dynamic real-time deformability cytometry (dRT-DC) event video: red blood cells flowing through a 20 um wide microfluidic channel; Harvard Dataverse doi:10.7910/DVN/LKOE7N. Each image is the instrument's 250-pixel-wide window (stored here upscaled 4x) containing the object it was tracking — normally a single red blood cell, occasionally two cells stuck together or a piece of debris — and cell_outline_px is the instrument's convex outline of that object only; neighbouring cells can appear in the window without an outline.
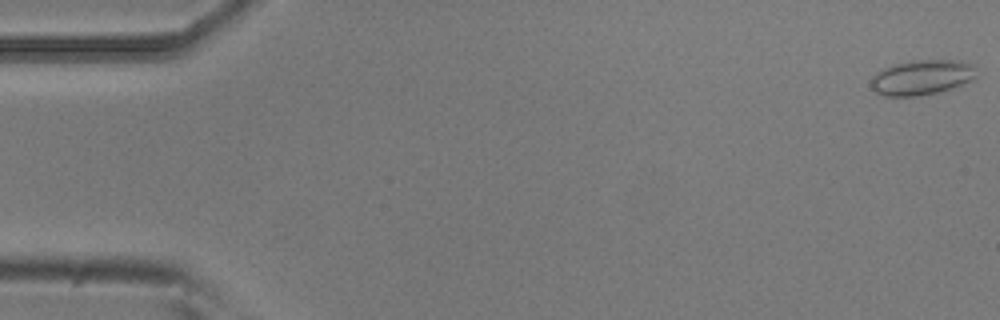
{"species": "common noctule bat (a hibernating species)", "species_latin": "Nyctalus noctula", "temperature_condition": "room temperature", "stored_images_in_passage": 49, "camera_frame_rate_fps": 3000, "um_per_image_px": 0.085, "animal": {"sex": "male", "body_mass_g": 20.5, "forearm_length_mm": 52.5}, "frame": {"image": 1, "passage_image": 1, "time_ms": 0.0, "image_size_px": [1000, 320], "cell_outline_px": [[976, 76], [972, 80], [964, 84], [936, 92], [916, 96], [884, 96], [876, 92], [872, 88], [872, 80], [884, 68], [892, 64], [912, 60], [960, 60], [972, 64], [976, 68]], "centroid_in_image_um": [78.4, 6.56], "position_along_channel_um": 6.6, "area_um2": 21.33}}
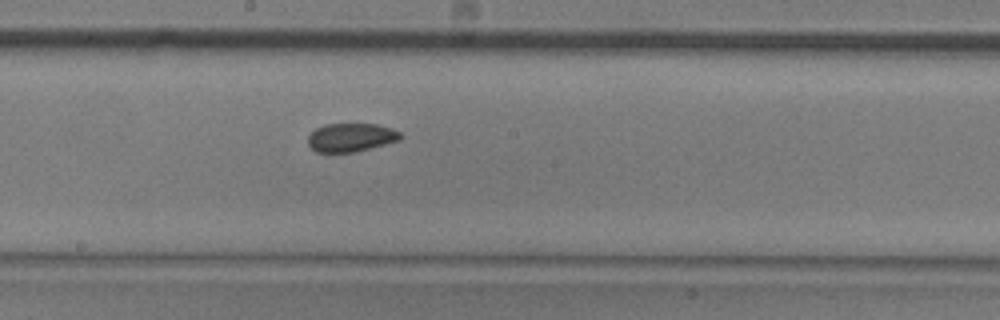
{"frame": {"image": 2, "passage_image": 29, "time_ms": 9.333, "image_size_px": [1000, 320], "cell_outline_px": [[404, 136], [400, 140], [356, 152], [316, 152], [308, 144], [308, 136], [316, 128], [324, 124], [376, 124], [392, 128], [400, 132]], "centroid_in_image_um": [29.85, 11.68], "position_along_channel_um": 218.3, "area_um2": 15.43}}
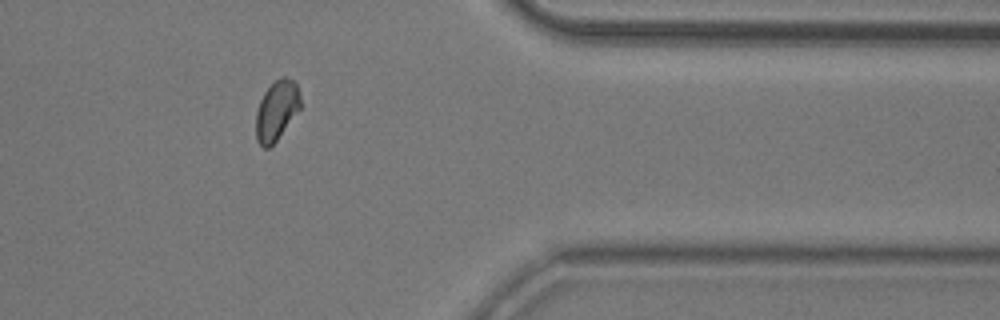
{"frame": {"image": 3, "passage_image": 44, "time_ms": 14.333, "image_size_px": [1000, 320], "cell_outline_px": [[300, 108], [276, 140], [268, 148], [264, 148], [256, 140], [256, 112], [260, 100], [264, 92], [280, 76], [284, 76], [292, 80], [296, 84], [300, 96]], "centroid_in_image_um": [23.49, 9.38], "position_along_channel_um": 387.9, "area_um2": 15.2}}